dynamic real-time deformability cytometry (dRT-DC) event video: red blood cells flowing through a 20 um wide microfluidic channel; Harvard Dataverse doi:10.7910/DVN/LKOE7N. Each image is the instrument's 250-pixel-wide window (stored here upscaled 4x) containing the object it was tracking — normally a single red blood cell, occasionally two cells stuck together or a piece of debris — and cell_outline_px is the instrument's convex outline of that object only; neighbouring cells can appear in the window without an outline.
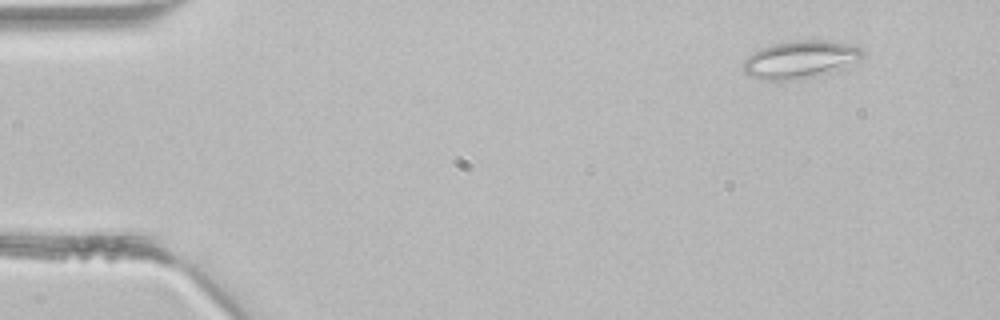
{"species": "common noctule bat (a hibernating species)", "species_latin": "Nyctalus noctula", "temperature_condition": "room temperature", "stored_images_in_passage": 3, "camera_frame_rate_fps": 3000, "um_per_image_px": 0.085, "animal": {"sex": "male", "body_mass_g": 21.5, "forearm_length_mm": 52.0}, "frame": {"image": 1, "passage_image": 1, "time_ms": 0.0, "image_size_px": [1000, 320], "cell_outline_px": [[864, 56], [840, 68], [788, 80], [764, 80], [748, 76], [744, 72], [744, 60], [752, 52], [760, 48], [776, 44], [796, 40], [824, 40], [864, 48]], "centroid_in_image_um": [67.95, 5.03], "position_along_channel_um": 17.1, "area_um2": 25.26}}
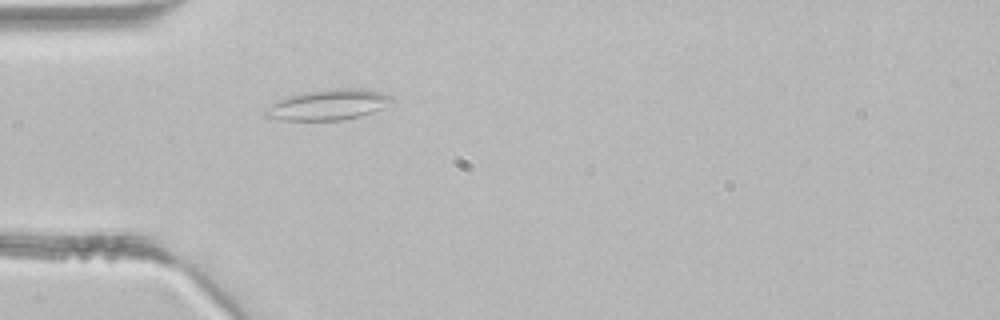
{"frame": {"image": 2, "passage_image": 3, "time_ms": 0.667, "image_size_px": [1000, 320], "cell_outline_px": [[392, 100], [380, 108], [372, 112], [360, 116], [344, 120], [280, 120], [264, 116], [264, 108], [276, 100], [288, 96], [304, 92], [340, 88], [360, 88], [380, 92], [392, 96]], "centroid_in_image_um": [27.82, 8.91], "position_along_channel_um": 57.2, "area_um2": 22.37}}